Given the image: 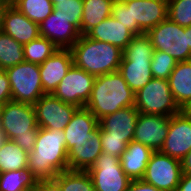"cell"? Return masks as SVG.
Listing matches in <instances>:
<instances>
[{
	"label": "cell",
	"mask_w": 191,
	"mask_h": 191,
	"mask_svg": "<svg viewBox=\"0 0 191 191\" xmlns=\"http://www.w3.org/2000/svg\"><path fill=\"white\" fill-rule=\"evenodd\" d=\"M70 50L73 65L94 76L118 71L123 56L119 47L86 35H81Z\"/></svg>",
	"instance_id": "cell-3"
},
{
	"label": "cell",
	"mask_w": 191,
	"mask_h": 191,
	"mask_svg": "<svg viewBox=\"0 0 191 191\" xmlns=\"http://www.w3.org/2000/svg\"><path fill=\"white\" fill-rule=\"evenodd\" d=\"M1 2L5 3L8 6H14L17 0H0Z\"/></svg>",
	"instance_id": "cell-46"
},
{
	"label": "cell",
	"mask_w": 191,
	"mask_h": 191,
	"mask_svg": "<svg viewBox=\"0 0 191 191\" xmlns=\"http://www.w3.org/2000/svg\"><path fill=\"white\" fill-rule=\"evenodd\" d=\"M101 153V130L98 129L92 138L78 141L68 150V169L88 170Z\"/></svg>",
	"instance_id": "cell-21"
},
{
	"label": "cell",
	"mask_w": 191,
	"mask_h": 191,
	"mask_svg": "<svg viewBox=\"0 0 191 191\" xmlns=\"http://www.w3.org/2000/svg\"><path fill=\"white\" fill-rule=\"evenodd\" d=\"M1 30L22 45L40 36L39 24L28 19L14 6L8 7Z\"/></svg>",
	"instance_id": "cell-20"
},
{
	"label": "cell",
	"mask_w": 191,
	"mask_h": 191,
	"mask_svg": "<svg viewBox=\"0 0 191 191\" xmlns=\"http://www.w3.org/2000/svg\"><path fill=\"white\" fill-rule=\"evenodd\" d=\"M167 17L182 27L191 26V0H168Z\"/></svg>",
	"instance_id": "cell-34"
},
{
	"label": "cell",
	"mask_w": 191,
	"mask_h": 191,
	"mask_svg": "<svg viewBox=\"0 0 191 191\" xmlns=\"http://www.w3.org/2000/svg\"><path fill=\"white\" fill-rule=\"evenodd\" d=\"M54 180L62 191H95L92 178L87 170H65L60 172Z\"/></svg>",
	"instance_id": "cell-28"
},
{
	"label": "cell",
	"mask_w": 191,
	"mask_h": 191,
	"mask_svg": "<svg viewBox=\"0 0 191 191\" xmlns=\"http://www.w3.org/2000/svg\"><path fill=\"white\" fill-rule=\"evenodd\" d=\"M153 51L151 40L146 33L135 35L123 50L118 72L134 93L153 78L151 73Z\"/></svg>",
	"instance_id": "cell-4"
},
{
	"label": "cell",
	"mask_w": 191,
	"mask_h": 191,
	"mask_svg": "<svg viewBox=\"0 0 191 191\" xmlns=\"http://www.w3.org/2000/svg\"><path fill=\"white\" fill-rule=\"evenodd\" d=\"M83 0H64L54 5L53 13H60L68 19L81 33Z\"/></svg>",
	"instance_id": "cell-33"
},
{
	"label": "cell",
	"mask_w": 191,
	"mask_h": 191,
	"mask_svg": "<svg viewBox=\"0 0 191 191\" xmlns=\"http://www.w3.org/2000/svg\"><path fill=\"white\" fill-rule=\"evenodd\" d=\"M182 174L191 175V150L181 160Z\"/></svg>",
	"instance_id": "cell-41"
},
{
	"label": "cell",
	"mask_w": 191,
	"mask_h": 191,
	"mask_svg": "<svg viewBox=\"0 0 191 191\" xmlns=\"http://www.w3.org/2000/svg\"><path fill=\"white\" fill-rule=\"evenodd\" d=\"M176 191H191V175L182 174Z\"/></svg>",
	"instance_id": "cell-40"
},
{
	"label": "cell",
	"mask_w": 191,
	"mask_h": 191,
	"mask_svg": "<svg viewBox=\"0 0 191 191\" xmlns=\"http://www.w3.org/2000/svg\"><path fill=\"white\" fill-rule=\"evenodd\" d=\"M23 50L25 61L40 65L55 53L58 48L45 37L39 36L23 45Z\"/></svg>",
	"instance_id": "cell-31"
},
{
	"label": "cell",
	"mask_w": 191,
	"mask_h": 191,
	"mask_svg": "<svg viewBox=\"0 0 191 191\" xmlns=\"http://www.w3.org/2000/svg\"><path fill=\"white\" fill-rule=\"evenodd\" d=\"M25 61L23 45L0 30V70H6Z\"/></svg>",
	"instance_id": "cell-29"
},
{
	"label": "cell",
	"mask_w": 191,
	"mask_h": 191,
	"mask_svg": "<svg viewBox=\"0 0 191 191\" xmlns=\"http://www.w3.org/2000/svg\"><path fill=\"white\" fill-rule=\"evenodd\" d=\"M101 145L103 152L119 158L127 148L126 138L107 137L102 131Z\"/></svg>",
	"instance_id": "cell-35"
},
{
	"label": "cell",
	"mask_w": 191,
	"mask_h": 191,
	"mask_svg": "<svg viewBox=\"0 0 191 191\" xmlns=\"http://www.w3.org/2000/svg\"><path fill=\"white\" fill-rule=\"evenodd\" d=\"M146 34L154 50L168 52L177 62L191 60L187 27H182L167 17Z\"/></svg>",
	"instance_id": "cell-7"
},
{
	"label": "cell",
	"mask_w": 191,
	"mask_h": 191,
	"mask_svg": "<svg viewBox=\"0 0 191 191\" xmlns=\"http://www.w3.org/2000/svg\"><path fill=\"white\" fill-rule=\"evenodd\" d=\"M0 128L5 132L8 140H13L26 152L32 151L39 130L34 106L12 100L5 103Z\"/></svg>",
	"instance_id": "cell-5"
},
{
	"label": "cell",
	"mask_w": 191,
	"mask_h": 191,
	"mask_svg": "<svg viewBox=\"0 0 191 191\" xmlns=\"http://www.w3.org/2000/svg\"><path fill=\"white\" fill-rule=\"evenodd\" d=\"M99 129V120L86 107H78L74 112L69 124L63 130L66 140L67 151L76 142L88 140Z\"/></svg>",
	"instance_id": "cell-19"
},
{
	"label": "cell",
	"mask_w": 191,
	"mask_h": 191,
	"mask_svg": "<svg viewBox=\"0 0 191 191\" xmlns=\"http://www.w3.org/2000/svg\"><path fill=\"white\" fill-rule=\"evenodd\" d=\"M127 191H161L155 186L146 183L142 179L139 180H131L128 185Z\"/></svg>",
	"instance_id": "cell-39"
},
{
	"label": "cell",
	"mask_w": 191,
	"mask_h": 191,
	"mask_svg": "<svg viewBox=\"0 0 191 191\" xmlns=\"http://www.w3.org/2000/svg\"><path fill=\"white\" fill-rule=\"evenodd\" d=\"M5 72L9 78L12 101L34 105L45 94L39 64L23 61Z\"/></svg>",
	"instance_id": "cell-8"
},
{
	"label": "cell",
	"mask_w": 191,
	"mask_h": 191,
	"mask_svg": "<svg viewBox=\"0 0 191 191\" xmlns=\"http://www.w3.org/2000/svg\"><path fill=\"white\" fill-rule=\"evenodd\" d=\"M3 106H4V104H1V103H0V122H1V114H2Z\"/></svg>",
	"instance_id": "cell-47"
},
{
	"label": "cell",
	"mask_w": 191,
	"mask_h": 191,
	"mask_svg": "<svg viewBox=\"0 0 191 191\" xmlns=\"http://www.w3.org/2000/svg\"><path fill=\"white\" fill-rule=\"evenodd\" d=\"M37 124L40 128L64 130L78 108L62 102L53 94H44L34 105Z\"/></svg>",
	"instance_id": "cell-13"
},
{
	"label": "cell",
	"mask_w": 191,
	"mask_h": 191,
	"mask_svg": "<svg viewBox=\"0 0 191 191\" xmlns=\"http://www.w3.org/2000/svg\"><path fill=\"white\" fill-rule=\"evenodd\" d=\"M167 80L174 101L182 110L191 102V60L177 62Z\"/></svg>",
	"instance_id": "cell-24"
},
{
	"label": "cell",
	"mask_w": 191,
	"mask_h": 191,
	"mask_svg": "<svg viewBox=\"0 0 191 191\" xmlns=\"http://www.w3.org/2000/svg\"><path fill=\"white\" fill-rule=\"evenodd\" d=\"M176 64L177 61L168 52L154 50L151 60L152 76L167 80Z\"/></svg>",
	"instance_id": "cell-32"
},
{
	"label": "cell",
	"mask_w": 191,
	"mask_h": 191,
	"mask_svg": "<svg viewBox=\"0 0 191 191\" xmlns=\"http://www.w3.org/2000/svg\"><path fill=\"white\" fill-rule=\"evenodd\" d=\"M52 1V3H53V6L56 4V3H58L59 1H64V0H51Z\"/></svg>",
	"instance_id": "cell-48"
},
{
	"label": "cell",
	"mask_w": 191,
	"mask_h": 191,
	"mask_svg": "<svg viewBox=\"0 0 191 191\" xmlns=\"http://www.w3.org/2000/svg\"><path fill=\"white\" fill-rule=\"evenodd\" d=\"M139 113L172 116L181 111L174 101L168 80L152 78L135 93V105Z\"/></svg>",
	"instance_id": "cell-6"
},
{
	"label": "cell",
	"mask_w": 191,
	"mask_h": 191,
	"mask_svg": "<svg viewBox=\"0 0 191 191\" xmlns=\"http://www.w3.org/2000/svg\"><path fill=\"white\" fill-rule=\"evenodd\" d=\"M31 191H62L54 179L38 180Z\"/></svg>",
	"instance_id": "cell-38"
},
{
	"label": "cell",
	"mask_w": 191,
	"mask_h": 191,
	"mask_svg": "<svg viewBox=\"0 0 191 191\" xmlns=\"http://www.w3.org/2000/svg\"><path fill=\"white\" fill-rule=\"evenodd\" d=\"M154 151L142 143L131 141L120 157L124 173L131 180L142 179Z\"/></svg>",
	"instance_id": "cell-23"
},
{
	"label": "cell",
	"mask_w": 191,
	"mask_h": 191,
	"mask_svg": "<svg viewBox=\"0 0 191 191\" xmlns=\"http://www.w3.org/2000/svg\"><path fill=\"white\" fill-rule=\"evenodd\" d=\"M130 9L131 32L147 33L167 18L168 0H122Z\"/></svg>",
	"instance_id": "cell-12"
},
{
	"label": "cell",
	"mask_w": 191,
	"mask_h": 191,
	"mask_svg": "<svg viewBox=\"0 0 191 191\" xmlns=\"http://www.w3.org/2000/svg\"><path fill=\"white\" fill-rule=\"evenodd\" d=\"M111 16L131 31L130 9H127L126 4L122 0H115L113 2Z\"/></svg>",
	"instance_id": "cell-36"
},
{
	"label": "cell",
	"mask_w": 191,
	"mask_h": 191,
	"mask_svg": "<svg viewBox=\"0 0 191 191\" xmlns=\"http://www.w3.org/2000/svg\"><path fill=\"white\" fill-rule=\"evenodd\" d=\"M181 176V161L160 151H154L142 180L161 191H176Z\"/></svg>",
	"instance_id": "cell-10"
},
{
	"label": "cell",
	"mask_w": 191,
	"mask_h": 191,
	"mask_svg": "<svg viewBox=\"0 0 191 191\" xmlns=\"http://www.w3.org/2000/svg\"><path fill=\"white\" fill-rule=\"evenodd\" d=\"M12 100L9 78L5 70H0V103L5 104Z\"/></svg>",
	"instance_id": "cell-37"
},
{
	"label": "cell",
	"mask_w": 191,
	"mask_h": 191,
	"mask_svg": "<svg viewBox=\"0 0 191 191\" xmlns=\"http://www.w3.org/2000/svg\"><path fill=\"white\" fill-rule=\"evenodd\" d=\"M191 150V117L183 110L170 116L169 130L160 152L179 161Z\"/></svg>",
	"instance_id": "cell-14"
},
{
	"label": "cell",
	"mask_w": 191,
	"mask_h": 191,
	"mask_svg": "<svg viewBox=\"0 0 191 191\" xmlns=\"http://www.w3.org/2000/svg\"><path fill=\"white\" fill-rule=\"evenodd\" d=\"M27 168L38 180L54 179L68 170V151L63 130L40 128Z\"/></svg>",
	"instance_id": "cell-1"
},
{
	"label": "cell",
	"mask_w": 191,
	"mask_h": 191,
	"mask_svg": "<svg viewBox=\"0 0 191 191\" xmlns=\"http://www.w3.org/2000/svg\"><path fill=\"white\" fill-rule=\"evenodd\" d=\"M14 7L39 25L53 12L54 8L51 0H17Z\"/></svg>",
	"instance_id": "cell-30"
},
{
	"label": "cell",
	"mask_w": 191,
	"mask_h": 191,
	"mask_svg": "<svg viewBox=\"0 0 191 191\" xmlns=\"http://www.w3.org/2000/svg\"><path fill=\"white\" fill-rule=\"evenodd\" d=\"M189 117H191V102L182 109Z\"/></svg>",
	"instance_id": "cell-45"
},
{
	"label": "cell",
	"mask_w": 191,
	"mask_h": 191,
	"mask_svg": "<svg viewBox=\"0 0 191 191\" xmlns=\"http://www.w3.org/2000/svg\"><path fill=\"white\" fill-rule=\"evenodd\" d=\"M73 65L70 49H58L39 65L41 83L45 94H52Z\"/></svg>",
	"instance_id": "cell-18"
},
{
	"label": "cell",
	"mask_w": 191,
	"mask_h": 191,
	"mask_svg": "<svg viewBox=\"0 0 191 191\" xmlns=\"http://www.w3.org/2000/svg\"><path fill=\"white\" fill-rule=\"evenodd\" d=\"M8 7H9L8 5L0 1V30L3 28L4 17Z\"/></svg>",
	"instance_id": "cell-42"
},
{
	"label": "cell",
	"mask_w": 191,
	"mask_h": 191,
	"mask_svg": "<svg viewBox=\"0 0 191 191\" xmlns=\"http://www.w3.org/2000/svg\"><path fill=\"white\" fill-rule=\"evenodd\" d=\"M85 35L93 40L115 45L121 50H124L135 36L112 16L90 29Z\"/></svg>",
	"instance_id": "cell-22"
},
{
	"label": "cell",
	"mask_w": 191,
	"mask_h": 191,
	"mask_svg": "<svg viewBox=\"0 0 191 191\" xmlns=\"http://www.w3.org/2000/svg\"><path fill=\"white\" fill-rule=\"evenodd\" d=\"M187 33H188V47L191 50V26L187 27Z\"/></svg>",
	"instance_id": "cell-44"
},
{
	"label": "cell",
	"mask_w": 191,
	"mask_h": 191,
	"mask_svg": "<svg viewBox=\"0 0 191 191\" xmlns=\"http://www.w3.org/2000/svg\"><path fill=\"white\" fill-rule=\"evenodd\" d=\"M6 140H7V136L5 132L0 128V147L4 144Z\"/></svg>",
	"instance_id": "cell-43"
},
{
	"label": "cell",
	"mask_w": 191,
	"mask_h": 191,
	"mask_svg": "<svg viewBox=\"0 0 191 191\" xmlns=\"http://www.w3.org/2000/svg\"><path fill=\"white\" fill-rule=\"evenodd\" d=\"M135 105V93L116 71L96 76L91 96L85 107L100 120L122 108Z\"/></svg>",
	"instance_id": "cell-2"
},
{
	"label": "cell",
	"mask_w": 191,
	"mask_h": 191,
	"mask_svg": "<svg viewBox=\"0 0 191 191\" xmlns=\"http://www.w3.org/2000/svg\"><path fill=\"white\" fill-rule=\"evenodd\" d=\"M139 111L135 106L117 110L99 120V129L107 137L126 138L128 145L133 141Z\"/></svg>",
	"instance_id": "cell-17"
},
{
	"label": "cell",
	"mask_w": 191,
	"mask_h": 191,
	"mask_svg": "<svg viewBox=\"0 0 191 191\" xmlns=\"http://www.w3.org/2000/svg\"><path fill=\"white\" fill-rule=\"evenodd\" d=\"M87 171L95 191H127L131 182L122 169L120 158L103 151Z\"/></svg>",
	"instance_id": "cell-9"
},
{
	"label": "cell",
	"mask_w": 191,
	"mask_h": 191,
	"mask_svg": "<svg viewBox=\"0 0 191 191\" xmlns=\"http://www.w3.org/2000/svg\"><path fill=\"white\" fill-rule=\"evenodd\" d=\"M40 36L58 49H70L81 36L80 31L60 13H51L40 25Z\"/></svg>",
	"instance_id": "cell-16"
},
{
	"label": "cell",
	"mask_w": 191,
	"mask_h": 191,
	"mask_svg": "<svg viewBox=\"0 0 191 191\" xmlns=\"http://www.w3.org/2000/svg\"><path fill=\"white\" fill-rule=\"evenodd\" d=\"M170 117L139 113L133 141L148 146L153 151H160L169 130Z\"/></svg>",
	"instance_id": "cell-15"
},
{
	"label": "cell",
	"mask_w": 191,
	"mask_h": 191,
	"mask_svg": "<svg viewBox=\"0 0 191 191\" xmlns=\"http://www.w3.org/2000/svg\"><path fill=\"white\" fill-rule=\"evenodd\" d=\"M114 1L115 0H83L81 35H85L90 29L111 16Z\"/></svg>",
	"instance_id": "cell-25"
},
{
	"label": "cell",
	"mask_w": 191,
	"mask_h": 191,
	"mask_svg": "<svg viewBox=\"0 0 191 191\" xmlns=\"http://www.w3.org/2000/svg\"><path fill=\"white\" fill-rule=\"evenodd\" d=\"M95 79L96 76L72 65L52 94L62 102L85 107Z\"/></svg>",
	"instance_id": "cell-11"
},
{
	"label": "cell",
	"mask_w": 191,
	"mask_h": 191,
	"mask_svg": "<svg viewBox=\"0 0 191 191\" xmlns=\"http://www.w3.org/2000/svg\"><path fill=\"white\" fill-rule=\"evenodd\" d=\"M38 179L31 170L18 169L0 173V191H31Z\"/></svg>",
	"instance_id": "cell-27"
},
{
	"label": "cell",
	"mask_w": 191,
	"mask_h": 191,
	"mask_svg": "<svg viewBox=\"0 0 191 191\" xmlns=\"http://www.w3.org/2000/svg\"><path fill=\"white\" fill-rule=\"evenodd\" d=\"M28 152L21 149L13 140H6L0 147V173L26 169Z\"/></svg>",
	"instance_id": "cell-26"
}]
</instances>
